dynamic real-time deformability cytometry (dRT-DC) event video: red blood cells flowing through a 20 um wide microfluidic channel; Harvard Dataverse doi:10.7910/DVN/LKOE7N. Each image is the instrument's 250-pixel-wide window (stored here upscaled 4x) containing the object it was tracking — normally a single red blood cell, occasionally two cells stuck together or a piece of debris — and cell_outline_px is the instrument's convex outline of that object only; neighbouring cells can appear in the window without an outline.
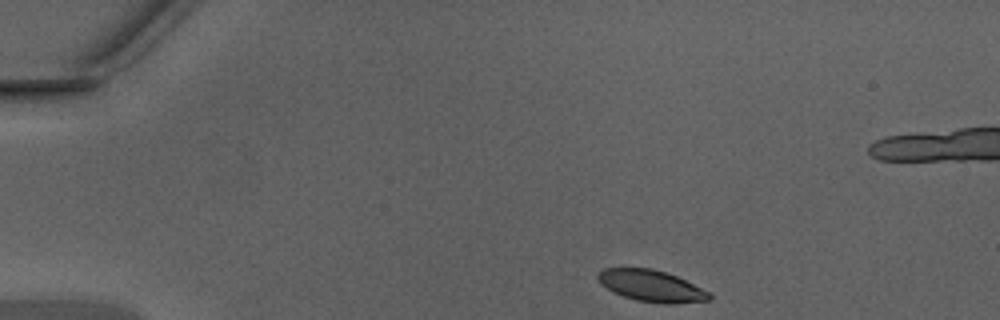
{"species": "Egyptian fruit bat (a non-hibernating species)", "species_latin": "Rousettus aegyptiacus", "temperature_condition": "warm", "stored_images_in_passage": 41, "camera_frame_rate_fps": 3000, "um_per_image_px": 0.085, "animal": {"sex": "male"}, "frame": {"image": 1, "passage_image": 1, "time_ms": 0.0, "image_size_px": [1000, 320], "cell_outline_px": [[712, 300], [636, 300], [624, 296], [600, 284], [596, 276], [604, 268], [652, 268], [676, 276], [708, 292], [712, 296]], "centroid_in_image_um": [55.25, 24.22], "position_along_channel_um": 29.7, "area_um2": 18.96}}
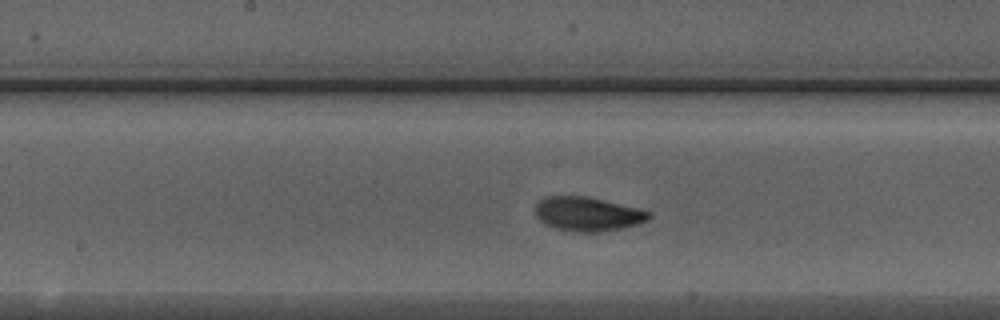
{"frame": {"image": 2, "passage_image": 18, "time_ms": 5.667, "image_size_px": [1000, 320], "cell_outline_px": [[652, 216], [648, 220], [636, 224], [620, 228], [600, 232], [564, 232], [540, 220], [536, 216], [536, 204], [544, 196], [588, 196], [640, 208], [652, 212]], "centroid_in_image_um": [49.97, 18.18], "position_along_channel_um": 198.2, "area_um2": 22.77}}
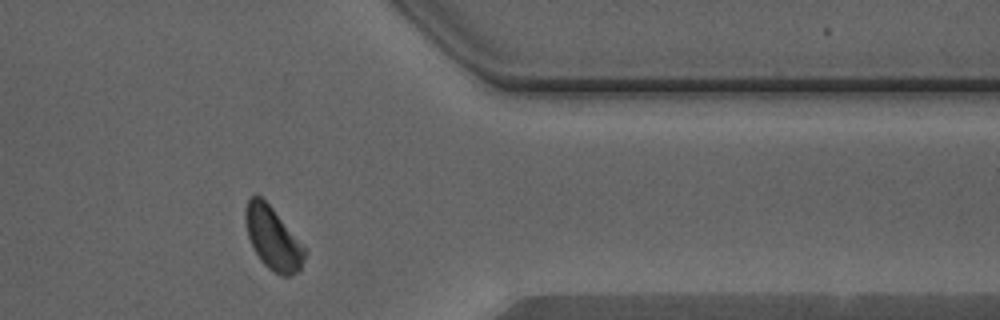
{"frame": {"image": 3, "passage_image": 32, "time_ms": 10.333, "image_size_px": [1000, 320], "cell_outline_px": [[308, 252], [300, 268], [292, 276], [280, 276], [272, 272], [260, 260], [248, 236], [244, 220], [244, 208], [248, 200], [252, 196], [260, 196], [272, 208]], "centroid_in_image_um": [23.18, 20.29], "position_along_channel_um": 388.2, "area_um2": 21.39}}